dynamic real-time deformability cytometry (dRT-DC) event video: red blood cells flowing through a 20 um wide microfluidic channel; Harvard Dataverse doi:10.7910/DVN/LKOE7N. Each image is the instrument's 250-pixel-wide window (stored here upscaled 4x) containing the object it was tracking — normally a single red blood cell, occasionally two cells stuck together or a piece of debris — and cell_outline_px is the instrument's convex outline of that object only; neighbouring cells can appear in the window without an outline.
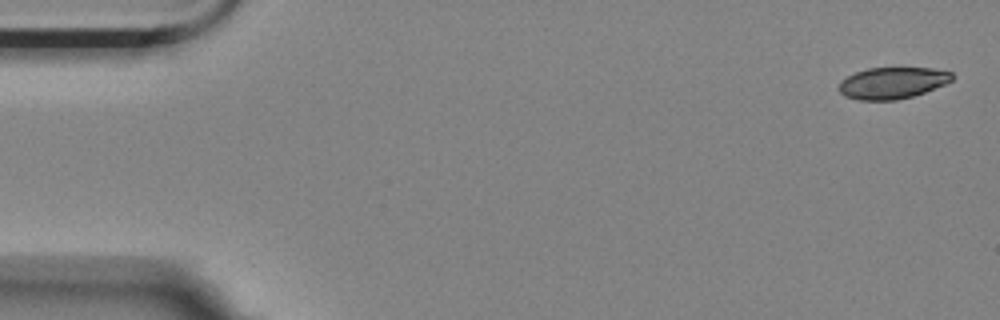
{"species": "Egyptian fruit bat (a non-hibernating species)", "species_latin": "Rousettus aegyptiacus", "temperature_condition": "room temperature", "stored_images_in_passage": 5, "camera_frame_rate_fps": 3000, "um_per_image_px": 0.085, "animal": {"sex": "female"}, "frame": {"image": 1, "passage_image": 1, "time_ms": 0.0, "image_size_px": [1000, 320], "cell_outline_px": [[952, 80], [944, 84], [924, 92], [912, 96], [896, 100], [860, 100], [844, 96], [840, 92], [840, 80], [856, 72], [868, 68], [932, 68], [952, 72]], "centroid_in_image_um": [75.84, 7.05], "position_along_channel_um": 9.2, "area_um2": 20.58}}
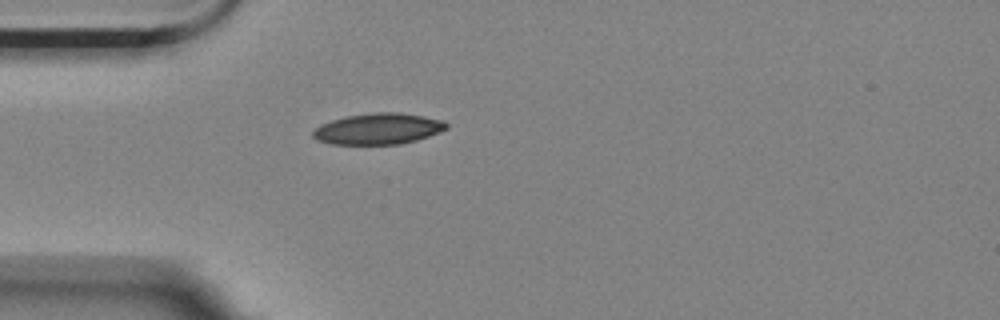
{"frame": {"image": 2, "passage_image": 5, "time_ms": 1.333, "image_size_px": [1000, 320], "cell_outline_px": [[448, 128], [440, 132], [416, 140], [400, 144], [332, 144], [316, 140], [312, 136], [312, 132], [320, 124], [332, 120], [348, 116], [372, 112], [400, 112], [424, 116], [444, 120], [448, 124]], "centroid_in_image_um": [32.16, 10.94], "position_along_channel_um": 52.8, "area_um2": 24.28}}